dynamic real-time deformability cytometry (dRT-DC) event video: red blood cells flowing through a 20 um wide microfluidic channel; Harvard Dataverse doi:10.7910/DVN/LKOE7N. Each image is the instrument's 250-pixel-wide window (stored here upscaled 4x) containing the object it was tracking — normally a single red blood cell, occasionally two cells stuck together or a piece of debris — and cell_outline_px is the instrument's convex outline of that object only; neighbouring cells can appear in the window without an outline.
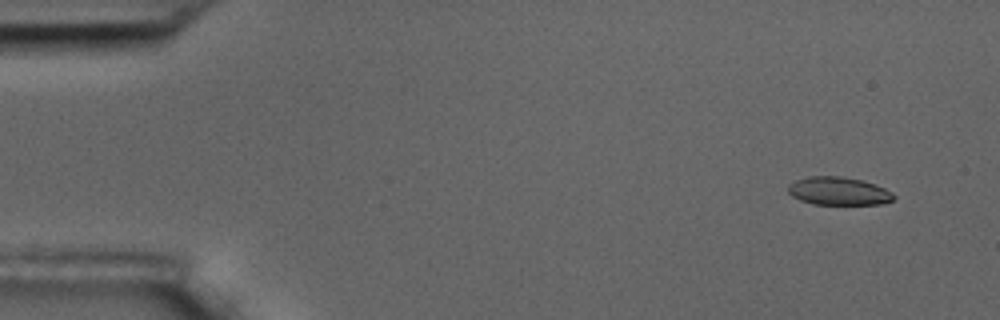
{"species": "common noctule bat (a hibernating species)", "species_latin": "Nyctalus noctula", "temperature_condition": "room temperature", "stored_images_in_passage": 5, "camera_frame_rate_fps": 3000, "um_per_image_px": 0.085, "animal": {"sex": "male", "body_mass_g": 17.5, "forearm_length_mm": 52.3}, "frame": {"image": 1, "passage_image": 2, "time_ms": 1.0, "image_size_px": [1000, 320], "cell_outline_px": [[896, 196], [892, 200], [884, 204], [812, 204], [800, 200], [792, 196], [788, 192], [788, 184], [796, 180], [808, 176], [840, 176], [860, 180], [876, 184], [892, 192]], "centroid_in_image_um": [71.27, 16.24], "position_along_channel_um": 13.7, "area_um2": 17.34}}